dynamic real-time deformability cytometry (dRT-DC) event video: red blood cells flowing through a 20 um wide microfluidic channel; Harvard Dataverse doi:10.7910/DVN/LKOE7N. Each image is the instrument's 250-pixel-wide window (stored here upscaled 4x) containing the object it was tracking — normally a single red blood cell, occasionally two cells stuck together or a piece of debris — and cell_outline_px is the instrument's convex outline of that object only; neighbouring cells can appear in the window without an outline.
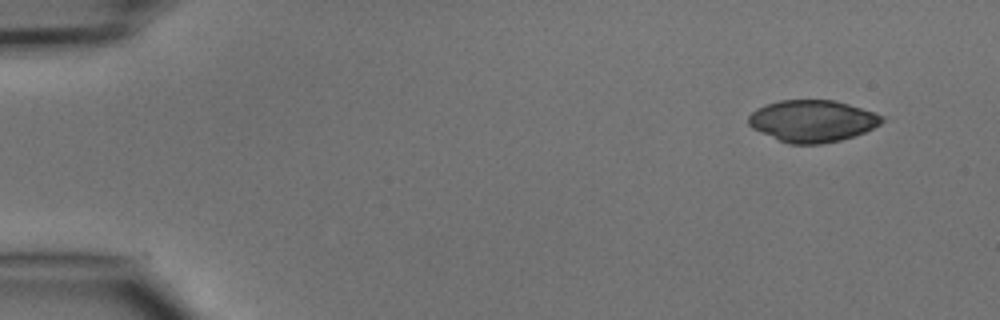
{"species": "common noctule bat (a hibernating species)", "species_latin": "Nyctalus noctula", "temperature_condition": "cold", "stored_images_in_passage": 4, "camera_frame_rate_fps": 3000, "um_per_image_px": 0.085, "animal": {"sex": "male", "body_mass_g": 15.6}, "frame": {"image": 1, "passage_image": 1, "time_ms": 0.0, "image_size_px": [1000, 320], "cell_outline_px": [[884, 120], [880, 124], [864, 132], [840, 140], [820, 144], [788, 144], [760, 132], [752, 128], [748, 124], [748, 116], [756, 108], [764, 104], [780, 100], [832, 100], [848, 104], [884, 116]], "centroid_in_image_um": [69.01, 10.28], "position_along_channel_um": 16.0, "area_um2": 32.43}}